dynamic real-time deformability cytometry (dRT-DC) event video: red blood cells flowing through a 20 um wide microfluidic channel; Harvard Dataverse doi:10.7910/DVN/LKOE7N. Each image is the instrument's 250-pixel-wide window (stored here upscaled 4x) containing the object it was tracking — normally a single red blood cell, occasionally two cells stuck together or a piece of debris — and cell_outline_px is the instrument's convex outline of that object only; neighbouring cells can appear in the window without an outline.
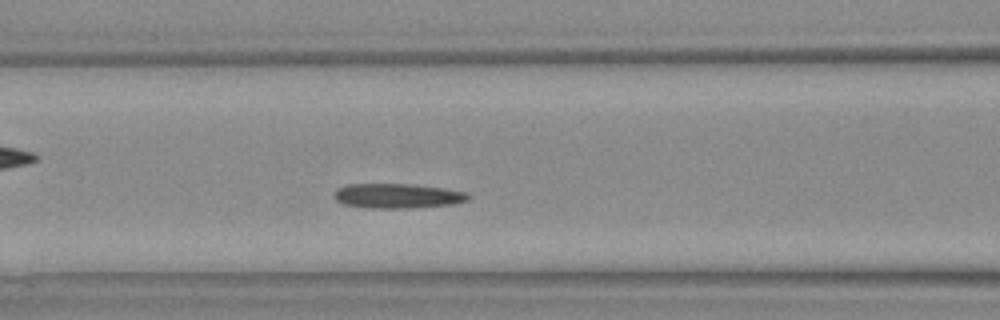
{"species": "Egyptian fruit bat (a non-hibernating species)", "species_latin": "Rousettus aegyptiacus", "temperature_condition": "warm", "stored_images_in_passage": 27, "camera_frame_rate_fps": 3000, "um_per_image_px": 0.085, "animal": {"sex": "female"}, "frame": {"image": 1, "passage_image": 8, "time_ms": 2.333, "image_size_px": [1000, 320], "cell_outline_px": [[472, 196], [468, 200], [452, 204], [408, 208], [368, 208], [344, 204], [336, 200], [332, 196], [336, 188], [348, 184], [408, 184], [444, 188], [468, 192]], "centroid_in_image_um": [33.77, 16.65], "position_along_channel_um": 132.8, "area_um2": 19.42}}